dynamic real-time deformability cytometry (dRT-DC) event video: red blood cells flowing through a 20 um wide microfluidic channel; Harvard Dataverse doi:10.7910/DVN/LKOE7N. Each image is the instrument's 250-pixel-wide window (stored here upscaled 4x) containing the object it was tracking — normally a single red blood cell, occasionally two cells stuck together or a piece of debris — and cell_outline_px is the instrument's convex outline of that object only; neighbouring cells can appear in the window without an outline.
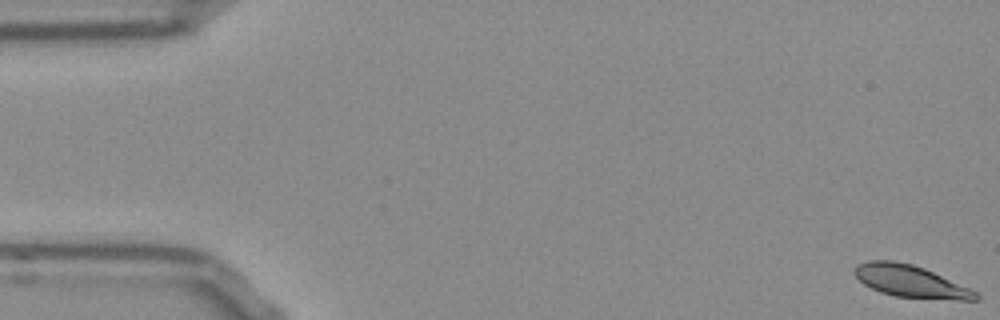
{"species": "Egyptian fruit bat (a non-hibernating species)", "species_latin": "Rousettus aegyptiacus", "temperature_condition": "room temperature", "stored_images_in_passage": 55, "camera_frame_rate_fps": 3000, "um_per_image_px": 0.085, "frame": {"image": 1, "passage_image": 1, "time_ms": 0.0, "image_size_px": [1000, 320], "cell_outline_px": [[980, 296], [976, 300], [960, 300], [896, 296], [880, 292], [864, 284], [852, 272], [852, 268], [856, 264], [868, 260], [892, 260], [912, 264], [924, 268], [968, 288], [976, 292]], "centroid_in_image_um": [77.32, 23.89], "position_along_channel_um": 7.7, "area_um2": 22.43}}
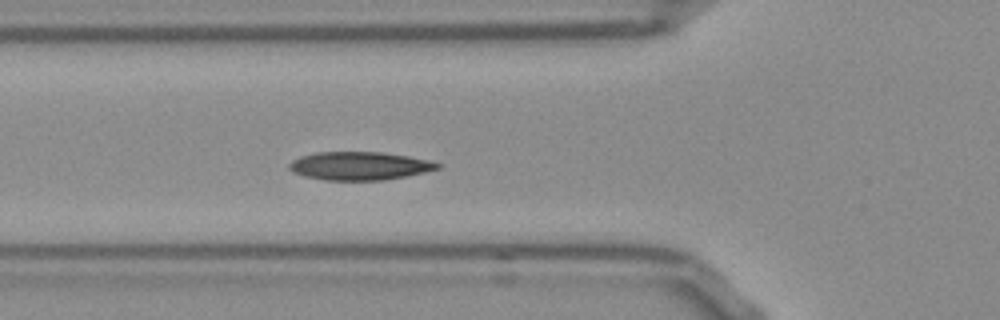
{"frame": {"image": 2, "passage_image": 19, "time_ms": 6.0, "image_size_px": [1000, 320], "cell_outline_px": [[440, 168], [408, 176], [384, 180], [324, 180], [304, 176], [292, 172], [288, 168], [288, 164], [292, 160], [300, 156], [316, 152], [380, 152], [408, 156], [428, 160], [440, 164]], "centroid_in_image_um": [30.52, 14.1], "position_along_channel_um": 95.3, "area_um2": 24.45}}
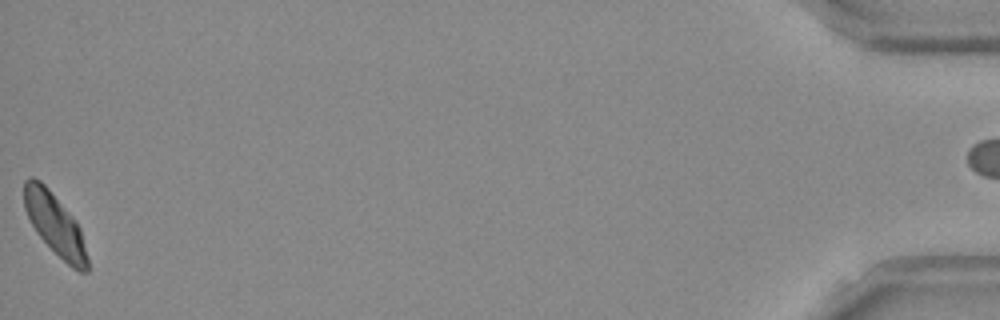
{"frame": {"image": 3, "passage_image": 54, "time_ms": 17.667, "image_size_px": [1000, 320], "cell_outline_px": [[88, 272], [80, 272], [72, 268], [36, 232], [24, 208], [24, 180], [28, 176], [32, 176], [40, 180], [48, 188], [76, 220], [80, 228], [88, 260]], "centroid_in_image_um": [4.66, 19.03], "position_along_channel_um": 430.5, "area_um2": 22.43}, "authors_computed_cell_mechanics": {"area_um2": 23.5824, "velocity_mm_per_s": 3.7554, "shape_relaxation_time_tau1_ms": 3.7963, "shape_relaxation_time_tau2_ms": 3.2366, "deformation_change_tau1": 0.1218, "deformation_change_tau2": 0.074}}